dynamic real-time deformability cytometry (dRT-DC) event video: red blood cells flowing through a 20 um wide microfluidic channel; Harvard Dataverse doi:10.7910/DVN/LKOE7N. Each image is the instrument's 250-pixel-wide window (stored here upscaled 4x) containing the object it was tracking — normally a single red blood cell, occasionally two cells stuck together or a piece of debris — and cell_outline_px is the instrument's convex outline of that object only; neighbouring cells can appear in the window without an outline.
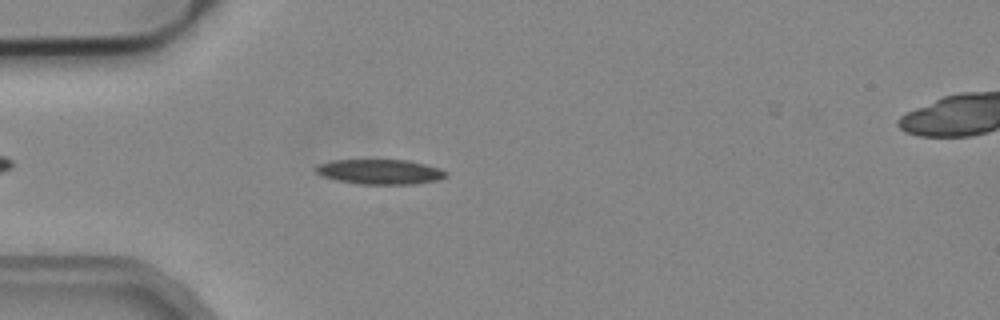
{"species": "common noctule bat (a hibernating species)", "species_latin": "Nyctalus noctula", "temperature_condition": "cold", "stored_images_in_passage": 5, "camera_frame_rate_fps": 3000, "um_per_image_px": 0.085, "animal": {"sex": "male", "body_mass_g": 19.2, "forearm_length_mm": 51.8}, "frame": {"image": 1, "passage_image": 4, "time_ms": 1.0, "image_size_px": [1000, 320], "cell_outline_px": [[448, 176], [440, 180], [412, 184], [360, 184], [336, 180], [324, 176], [316, 172], [316, 168], [320, 164], [332, 160], [408, 160], [440, 168], [448, 172]], "centroid_in_image_um": [32.36, 14.6], "position_along_channel_um": 52.6, "area_um2": 18.84}}